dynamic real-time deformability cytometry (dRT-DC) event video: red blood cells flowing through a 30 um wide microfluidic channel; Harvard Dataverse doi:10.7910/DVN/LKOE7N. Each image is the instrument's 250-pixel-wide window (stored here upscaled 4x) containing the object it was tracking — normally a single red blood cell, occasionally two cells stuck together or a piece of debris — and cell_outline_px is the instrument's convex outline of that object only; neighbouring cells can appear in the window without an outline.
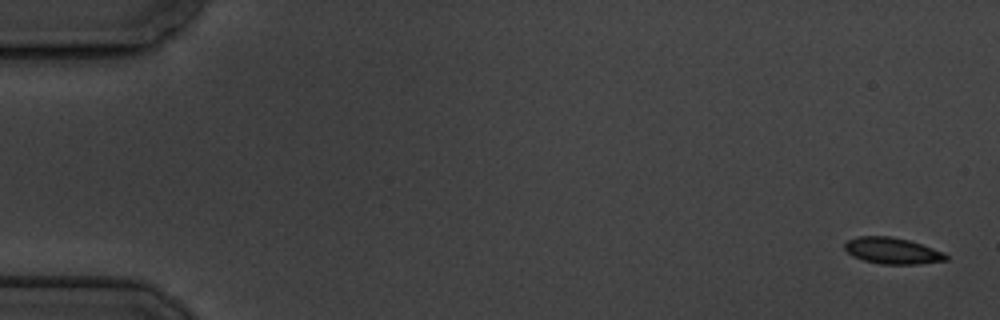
{"species": "common noctule bat (a hibernating species)", "species_latin": "Nyctalus noctula", "temperature_condition": "cold", "stored_images_in_passage": 6, "segment_of_instrument_passage": [1, 2], "camera_frame_rate_fps": 3000, "um_per_image_px": 0.085, "animal": {"sex": "male", "body_mass_g": 19.5, "forearm_length_mm": 54.6}, "frame": {"image": 1, "passage_image": 1, "time_ms": 0.0, "image_size_px": [1000, 320], "cell_outline_px": [[948, 260], [920, 264], [880, 264], [864, 260], [852, 256], [844, 248], [844, 244], [848, 240], [860, 236], [892, 236], [908, 240], [944, 252], [948, 256]], "centroid_in_image_um": [75.85, 21.32], "position_along_channel_um": 9.1, "area_um2": 15.49}}
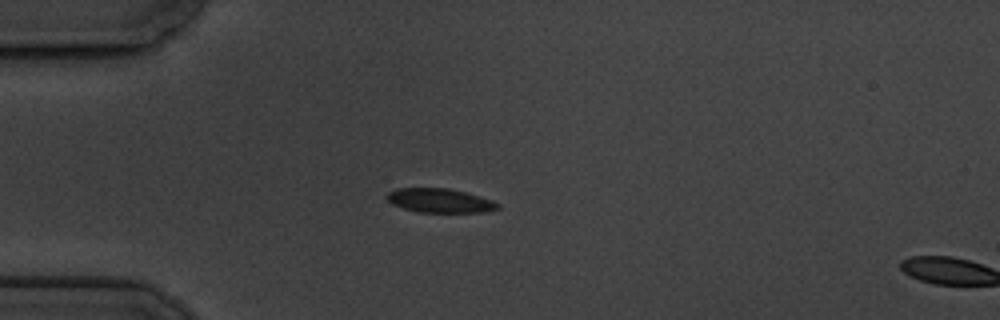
{"frame": {"image": 2, "passage_image": 5, "time_ms": 4.667, "image_size_px": [1000, 320], "cell_outline_px": [[500, 208], [484, 212], [416, 212], [392, 204], [384, 196], [388, 192], [396, 188], [448, 188], [464, 192], [492, 200], [500, 204]], "centroid_in_image_um": [37.35, 17.05], "position_along_channel_um": 47.6, "area_um2": 15.55}}